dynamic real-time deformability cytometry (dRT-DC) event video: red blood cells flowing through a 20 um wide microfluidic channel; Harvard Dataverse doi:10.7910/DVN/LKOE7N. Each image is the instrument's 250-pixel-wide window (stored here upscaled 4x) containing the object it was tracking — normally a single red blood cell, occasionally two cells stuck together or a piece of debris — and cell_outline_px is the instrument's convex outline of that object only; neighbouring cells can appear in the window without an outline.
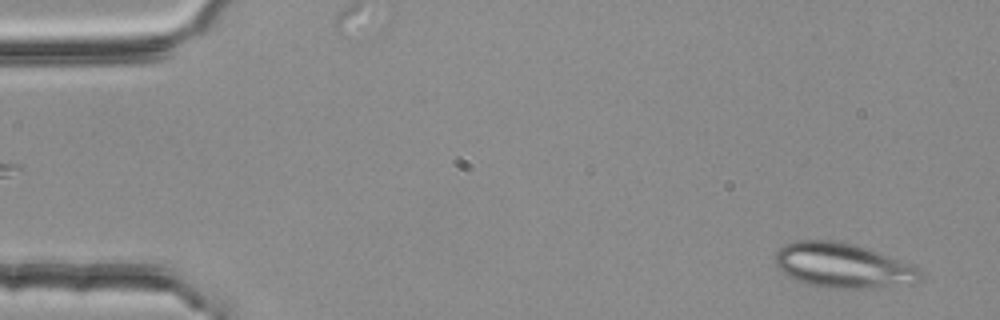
{"species": "common noctule bat (a hibernating species)", "species_latin": "Nyctalus noctula", "temperature_condition": "room temperature", "stored_images_in_passage": 51, "segment_of_instrument_passage": [1, 2], "camera_frame_rate_fps": 3000, "um_per_image_px": 0.085, "animal": {"sex": "female", "body_mass_g": 25.1}, "frame": {"image": 1, "passage_image": 2, "time_ms": 0.333, "image_size_px": [1000, 320], "cell_outline_px": [[924, 276], [916, 284], [864, 288], [824, 288], [804, 284], [788, 276], [776, 264], [776, 252], [780, 248], [796, 240], [832, 240], [852, 244], [876, 252], [916, 268]], "centroid_in_image_um": [71.61, 22.59], "position_along_channel_um": 13.4, "area_um2": 37.28}}